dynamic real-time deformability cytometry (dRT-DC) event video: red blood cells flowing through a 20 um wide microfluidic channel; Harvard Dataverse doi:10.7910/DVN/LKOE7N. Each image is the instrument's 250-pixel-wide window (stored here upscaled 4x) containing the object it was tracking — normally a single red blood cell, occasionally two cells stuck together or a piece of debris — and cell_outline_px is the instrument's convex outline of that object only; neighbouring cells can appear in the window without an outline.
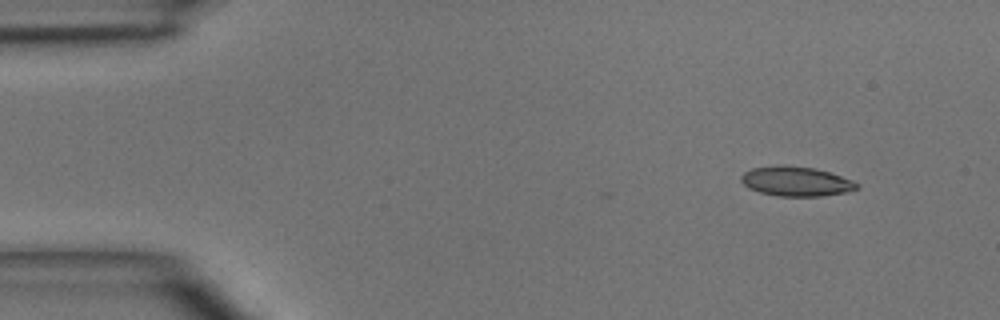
{"species": "common noctule bat (a hibernating species)", "species_latin": "Nyctalus noctula", "temperature_condition": "room temperature", "stored_images_in_passage": 4, "camera_frame_rate_fps": 3000, "um_per_image_px": 0.085, "animal": {"sex": "male", "body_mass_g": 15.6}, "frame": {"image": 1, "passage_image": 1, "time_ms": 0.0, "image_size_px": [1000, 320], "cell_outline_px": [[860, 188], [848, 192], [820, 196], [780, 196], [760, 192], [748, 188], [740, 180], [740, 176], [744, 172], [752, 168], [776, 164], [784, 164], [816, 168], [852, 180], [860, 184]], "centroid_in_image_um": [67.66, 15.4], "position_along_channel_um": 17.3, "area_um2": 20.23}}